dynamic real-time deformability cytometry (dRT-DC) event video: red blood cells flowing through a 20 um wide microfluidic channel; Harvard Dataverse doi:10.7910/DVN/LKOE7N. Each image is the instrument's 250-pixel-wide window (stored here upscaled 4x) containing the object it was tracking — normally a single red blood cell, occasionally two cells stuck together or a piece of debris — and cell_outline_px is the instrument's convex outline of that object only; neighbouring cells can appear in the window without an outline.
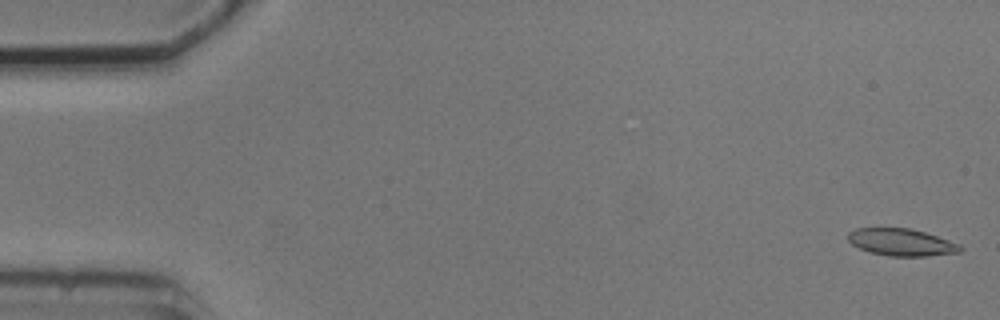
{"species": "common noctule bat (a hibernating species)", "species_latin": "Nyctalus noctula", "temperature_condition": "cold", "stored_images_in_passage": 4, "camera_frame_rate_fps": 3000, "um_per_image_px": 0.085, "animal": {"sex": "male", "body_mass_g": 20.5, "forearm_length_mm": 52.5}, "frame": {"image": 1, "passage_image": 1, "time_ms": 0.0, "image_size_px": [1000, 320], "cell_outline_px": [[964, 248], [960, 252], [928, 256], [888, 256], [868, 252], [852, 244], [848, 240], [848, 232], [856, 228], [912, 228], [960, 244]], "centroid_in_image_um": [76.62, 20.59], "position_along_channel_um": 8.4, "area_um2": 17.8}}